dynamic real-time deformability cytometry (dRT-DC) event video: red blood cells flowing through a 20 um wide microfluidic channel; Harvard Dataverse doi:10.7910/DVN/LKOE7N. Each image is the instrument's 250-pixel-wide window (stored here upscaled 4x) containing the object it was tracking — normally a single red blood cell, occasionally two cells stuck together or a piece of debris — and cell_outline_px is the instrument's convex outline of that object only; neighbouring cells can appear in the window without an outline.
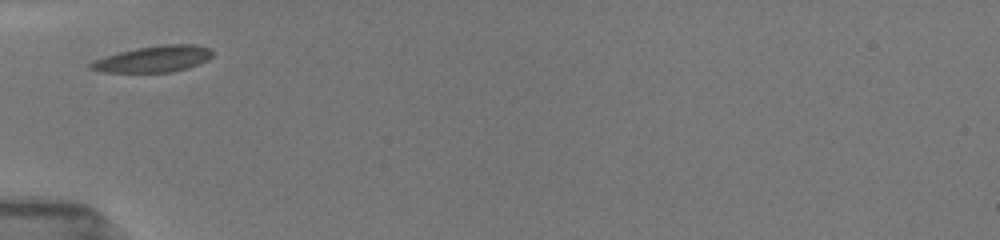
{"species": "common noctule bat (a hibernating species)", "species_latin": "Nyctalus noctula", "temperature_condition": "room temperature", "stored_images_in_passage": 4, "camera_frame_rate_fps": 3000, "um_per_image_px": 0.085, "animal": {"sex": "female", "body_mass_g": 19.5, "forearm_length_mm": 54.1}, "frame": {"image": 1, "passage_image": 1, "time_ms": 0.0, "image_size_px": [1000, 240], "cell_outline_px": [[212, 56], [208, 60], [188, 68], [172, 72], [104, 72], [88, 68], [88, 64], [92, 60], [120, 52], [136, 48], [164, 44], [196, 44], [212, 48]], "centroid_in_image_um": [13.07, 5.01], "position_along_channel_um": 71.9, "area_um2": 18.79}}
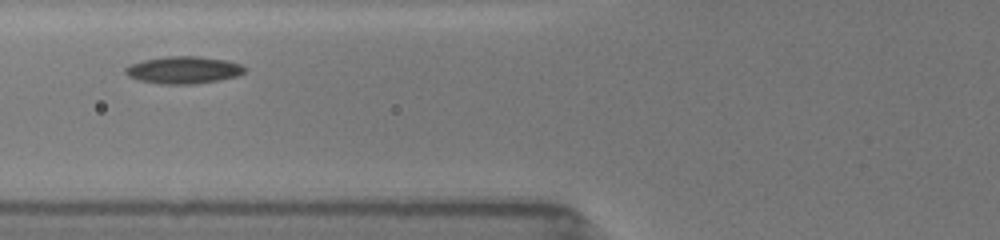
{"frame": {"image": 2, "passage_image": 2, "time_ms": 1.0, "image_size_px": [1000, 240], "cell_outline_px": [[244, 72], [240, 76], [220, 80], [196, 84], [160, 84], [136, 80], [128, 76], [124, 72], [124, 68], [132, 64], [144, 60], [164, 56], [200, 56], [228, 60], [240, 64], [244, 68]], "centroid_in_image_um": [15.6, 5.95], "position_along_channel_um": 110.2, "area_um2": 19.19}}
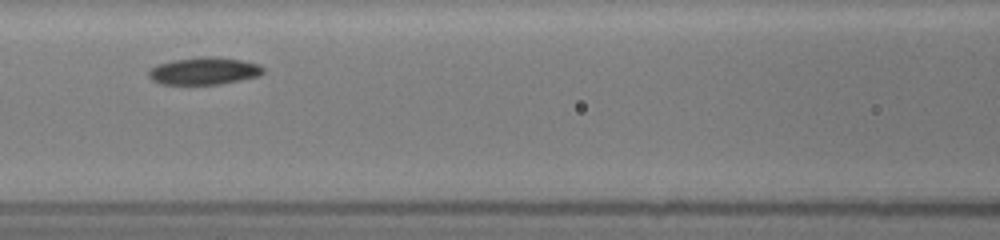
{"frame": {"image": 3, "passage_image": 3, "time_ms": 2.0, "image_size_px": [1000, 240], "cell_outline_px": [[264, 72], [256, 76], [240, 80], [220, 84], [160, 84], [152, 80], [148, 76], [148, 72], [152, 68], [160, 64], [172, 60], [200, 56], [212, 56], [240, 60], [260, 64], [264, 68]], "centroid_in_image_um": [17.34, 6.03], "position_along_channel_um": 149.3, "area_um2": 18.15}}